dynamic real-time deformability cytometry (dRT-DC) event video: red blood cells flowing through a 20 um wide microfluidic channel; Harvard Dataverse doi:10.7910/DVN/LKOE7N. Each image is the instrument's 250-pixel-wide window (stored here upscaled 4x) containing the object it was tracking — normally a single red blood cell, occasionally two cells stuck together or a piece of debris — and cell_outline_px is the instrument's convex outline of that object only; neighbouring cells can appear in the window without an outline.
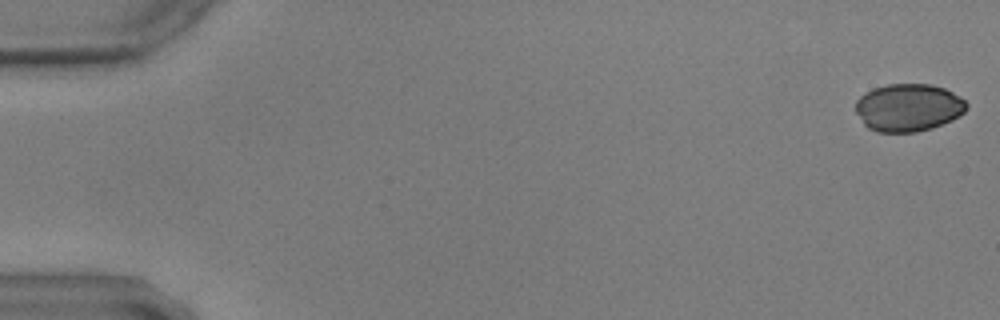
{"species": "common noctule bat (a hibernating species)", "species_latin": "Nyctalus noctula", "temperature_condition": "warm", "stored_images_in_passage": 58, "camera_frame_rate_fps": 3000, "um_per_image_px": 0.085, "animal": {"sex": "male", "body_mass_g": 17.9, "forearm_length_mm": 54.2}, "frame": {"image": 1, "passage_image": 1, "time_ms": 0.0, "image_size_px": [1000, 320], "cell_outline_px": [[968, 108], [960, 116], [952, 120], [932, 128], [916, 132], [876, 132], [868, 128], [864, 124], [856, 112], [856, 100], [864, 92], [872, 88], [888, 84], [928, 84], [944, 88], [960, 96], [968, 104]], "centroid_in_image_um": [77.21, 9.14], "position_along_channel_um": 7.8, "area_um2": 31.04}}
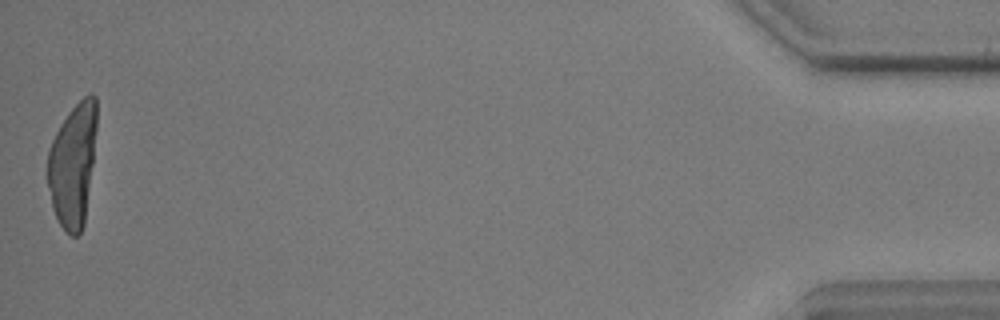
{"frame": {"image": 2, "passage_image": 58, "time_ms": 19.0, "image_size_px": [1000, 320], "cell_outline_px": [[96, 128], [92, 164], [84, 224], [80, 232], [76, 236], [72, 236], [60, 224], [52, 208], [48, 188], [48, 152], [52, 140], [60, 124], [68, 112], [84, 96], [92, 92], [96, 96]], "centroid_in_image_um": [6.18, 13.97], "position_along_channel_um": 429.0, "area_um2": 34.91}}